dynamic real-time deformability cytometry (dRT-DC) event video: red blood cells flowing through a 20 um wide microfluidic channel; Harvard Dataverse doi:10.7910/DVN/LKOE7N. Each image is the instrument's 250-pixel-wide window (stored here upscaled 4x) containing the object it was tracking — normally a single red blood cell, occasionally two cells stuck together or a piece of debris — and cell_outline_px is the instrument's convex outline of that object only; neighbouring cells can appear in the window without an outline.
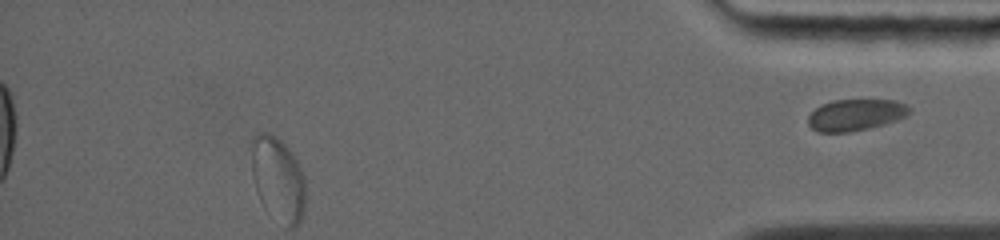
{"species": "common noctule bat (a hibernating species)", "species_latin": "Nyctalus noctula", "temperature_condition": "warm", "stored_images_in_passage": 49, "segment_of_instrument_passage": [2, 2], "camera_frame_rate_fps": 5000, "um_per_image_px": 0.085, "animal": {"sex": "female", "body_mass_g": 19.0, "forearm_length_mm": 56.7}, "frame": {"image": 1, "passage_image": 49, "time_ms": 11.8, "image_size_px": [1000, 240], "cell_outline_px": [[912, 108], [908, 116], [884, 124], [868, 128], [848, 132], [816, 132], [808, 124], [808, 116], [820, 104], [832, 100], [896, 100]], "centroid_in_image_um": [72.73, 9.76], "position_along_channel_um": 362.5, "area_um2": 18.67}}